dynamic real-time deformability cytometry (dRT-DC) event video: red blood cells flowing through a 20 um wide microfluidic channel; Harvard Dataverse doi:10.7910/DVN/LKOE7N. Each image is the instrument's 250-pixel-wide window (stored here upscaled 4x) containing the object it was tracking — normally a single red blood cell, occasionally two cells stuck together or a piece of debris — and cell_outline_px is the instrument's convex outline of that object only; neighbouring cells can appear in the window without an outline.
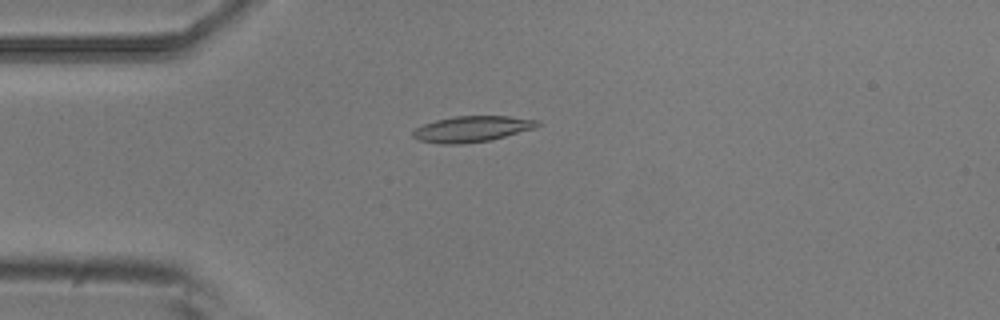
{"species": "common noctule bat (a hibernating species)", "species_latin": "Nyctalus noctula", "temperature_condition": "room temperature", "stored_images_in_passage": 7, "camera_frame_rate_fps": 3000, "um_per_image_px": 0.085, "animal": {"sex": "male", "body_mass_g": 20.5, "forearm_length_mm": 52.5}, "frame": {"image": 1, "passage_image": 4, "time_ms": 1.0, "image_size_px": [1000, 320], "cell_outline_px": [[540, 124], [536, 128], [492, 140], [460, 144], [440, 144], [420, 140], [412, 136], [412, 132], [416, 128], [424, 124], [436, 120], [456, 116], [508, 116], [540, 120]], "centroid_in_image_um": [40.16, 10.96], "position_along_channel_um": 44.8, "area_um2": 18.84}}
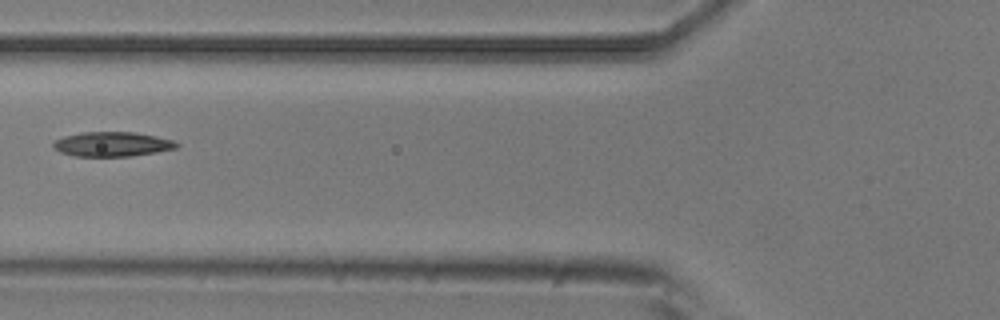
{"frame": {"image": 2, "passage_image": 6, "time_ms": 1.667, "image_size_px": [1000, 320], "cell_outline_px": [[180, 144], [176, 148], [156, 152], [132, 156], [72, 156], [60, 152], [52, 148], [52, 144], [56, 140], [64, 136], [84, 132], [136, 132], [156, 136], [172, 140]], "centroid_in_image_um": [9.52, 12.25], "position_along_channel_um": 116.3, "area_um2": 17.69}}
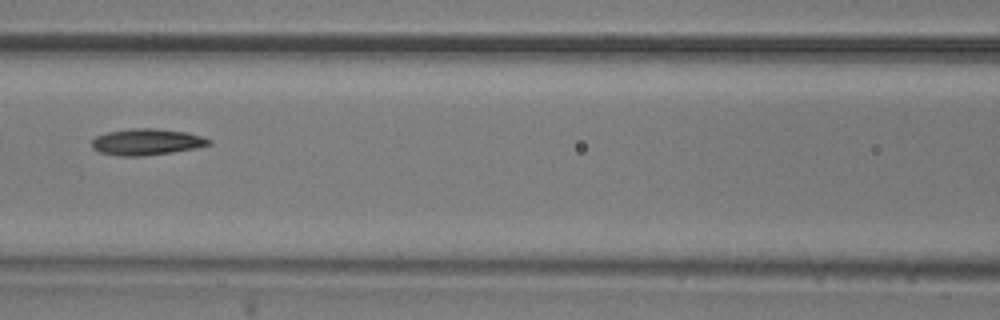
{"frame": {"image": 3, "passage_image": 7, "time_ms": 2.0, "image_size_px": [1000, 320], "cell_outline_px": [[212, 144], [196, 148], [172, 152], [144, 156], [116, 156], [100, 152], [92, 148], [92, 140], [96, 136], [108, 132], [132, 128], [152, 128], [184, 132], [200, 136], [212, 140]], "centroid_in_image_um": [12.45, 12.07], "position_along_channel_um": 154.2, "area_um2": 17.92}}